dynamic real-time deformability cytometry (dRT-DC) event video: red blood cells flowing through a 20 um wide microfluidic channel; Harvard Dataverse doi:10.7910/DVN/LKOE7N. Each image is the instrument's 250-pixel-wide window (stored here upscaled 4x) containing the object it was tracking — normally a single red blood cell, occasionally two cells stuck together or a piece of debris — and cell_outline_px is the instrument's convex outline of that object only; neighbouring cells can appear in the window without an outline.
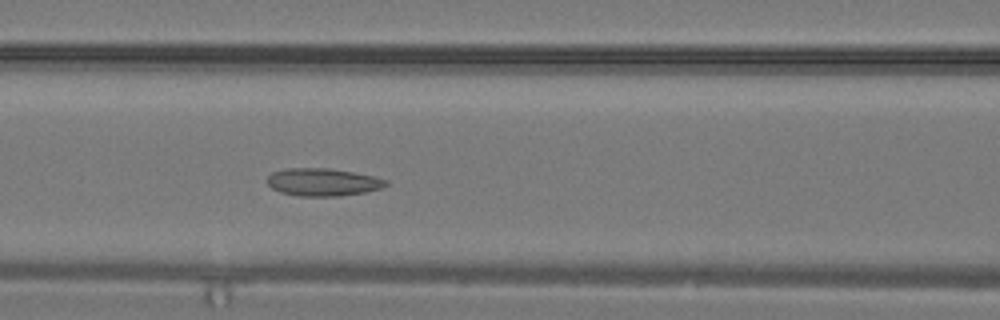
{"species": "common noctule bat (a hibernating species)", "species_latin": "Nyctalus noctula", "temperature_condition": "warm", "stored_images_in_passage": 30, "camera_frame_rate_fps": 3000, "um_per_image_px": 0.085, "animal": {"sex": "male", "body_mass_g": 19.2, "forearm_length_mm": 51.8}, "frame": {"image": 1, "passage_image": 12, "time_ms": 3.667, "image_size_px": [1000, 320], "cell_outline_px": [[388, 184], [380, 188], [364, 192], [340, 196], [296, 196], [280, 192], [272, 188], [268, 184], [268, 176], [272, 172], [288, 168], [328, 168], [352, 172], [372, 176], [388, 180]], "centroid_in_image_um": [27.42, 15.48], "position_along_channel_um": 139.2, "area_um2": 19.02}}
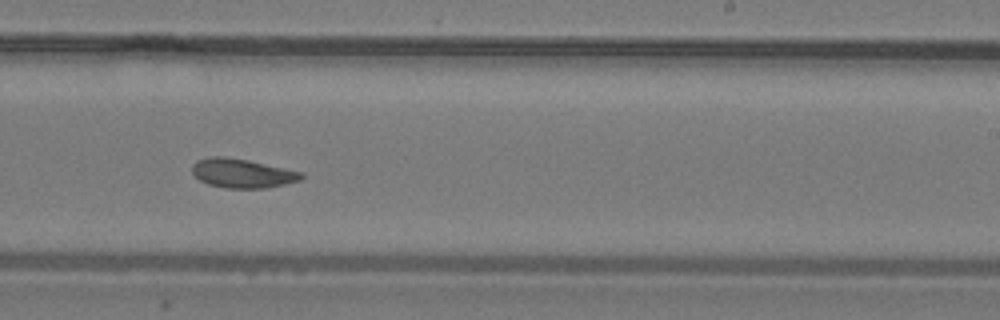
{"frame": {"image": 2, "passage_image": 18, "time_ms": 5.667, "image_size_px": [1000, 320], "cell_outline_px": [[304, 176], [300, 180], [284, 184], [264, 188], [224, 188], [208, 184], [200, 180], [192, 172], [192, 164], [196, 160], [208, 156], [224, 156], [248, 160], [304, 172]], "centroid_in_image_um": [20.57, 14.72], "position_along_channel_um": 268.4, "area_um2": 18.61}}
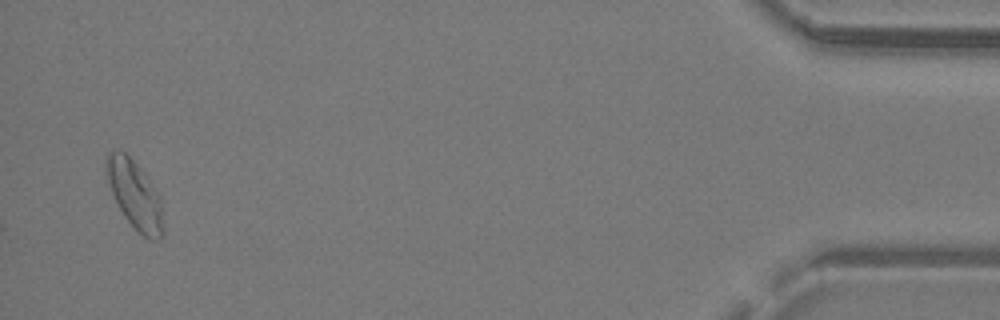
{"frame": {"image": 3, "passage_image": 29, "time_ms": 9.333, "image_size_px": [1000, 320], "cell_outline_px": [[164, 236], [160, 240], [156, 240], [144, 236], [136, 232], [124, 216], [112, 192], [104, 168], [104, 160], [108, 152], [124, 152], [144, 172], [160, 192], [164, 232]], "centroid_in_image_um": [11.49, 16.59], "position_along_channel_um": 423.7, "area_um2": 22.83}}